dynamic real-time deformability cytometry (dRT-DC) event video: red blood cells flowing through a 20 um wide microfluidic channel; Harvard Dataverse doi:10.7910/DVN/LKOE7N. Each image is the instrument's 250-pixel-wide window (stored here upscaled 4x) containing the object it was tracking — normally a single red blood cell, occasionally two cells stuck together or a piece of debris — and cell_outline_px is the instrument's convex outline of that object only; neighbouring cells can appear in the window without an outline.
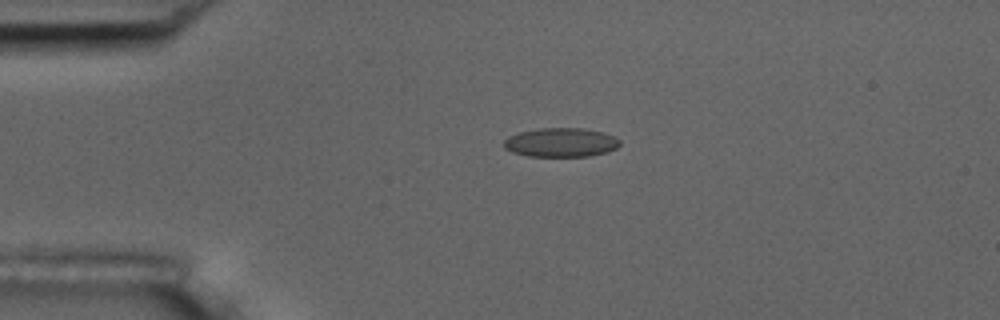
{"species": "common noctule bat (a hibernating species)", "species_latin": "Nyctalus noctula", "temperature_condition": "room temperature", "stored_images_in_passage": 4, "camera_frame_rate_fps": 3000, "um_per_image_px": 0.085, "animal": {"sex": "male", "body_mass_g": 17.5, "forearm_length_mm": 52.3}, "frame": {"image": 1, "passage_image": 3, "time_ms": 3.0, "image_size_px": [1000, 320], "cell_outline_px": [[620, 144], [616, 148], [608, 152], [588, 156], [528, 156], [512, 152], [504, 148], [504, 140], [508, 136], [520, 132], [540, 128], [580, 128], [604, 132], [620, 140]], "centroid_in_image_um": [47.67, 12.11], "position_along_channel_um": 37.3, "area_um2": 19.59}}